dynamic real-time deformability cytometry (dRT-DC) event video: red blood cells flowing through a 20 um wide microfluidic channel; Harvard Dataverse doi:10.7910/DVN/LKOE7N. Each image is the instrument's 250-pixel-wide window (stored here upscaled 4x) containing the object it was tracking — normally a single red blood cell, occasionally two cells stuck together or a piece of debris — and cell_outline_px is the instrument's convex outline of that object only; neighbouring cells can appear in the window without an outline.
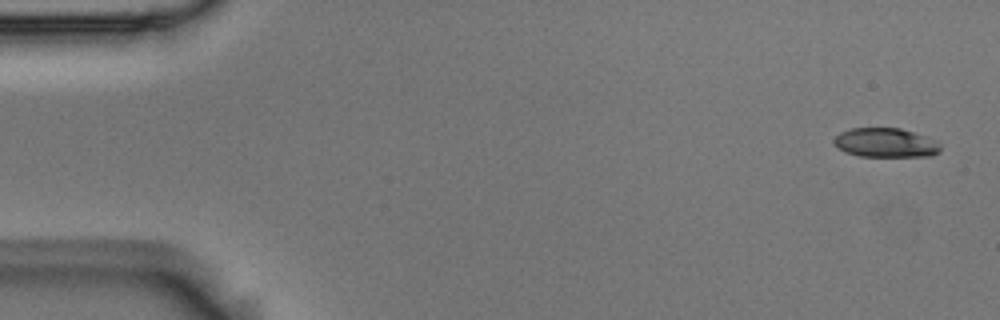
{"species": "Egyptian fruit bat (a non-hibernating species)", "species_latin": "Rousettus aegyptiacus", "temperature_condition": "room temperature", "stored_images_in_passage": 5, "camera_frame_rate_fps": 3000, "um_per_image_px": 0.085, "animal": {"sex": "male"}, "frame": {"image": 1, "passage_image": 1, "time_ms": 0.0, "image_size_px": [1000, 320], "cell_outline_px": [[940, 152], [932, 156], [860, 156], [844, 152], [832, 144], [832, 140], [840, 132], [852, 128], [900, 128], [940, 140]], "centroid_in_image_um": [75.29, 12.13], "position_along_channel_um": 9.7, "area_um2": 18.44}}